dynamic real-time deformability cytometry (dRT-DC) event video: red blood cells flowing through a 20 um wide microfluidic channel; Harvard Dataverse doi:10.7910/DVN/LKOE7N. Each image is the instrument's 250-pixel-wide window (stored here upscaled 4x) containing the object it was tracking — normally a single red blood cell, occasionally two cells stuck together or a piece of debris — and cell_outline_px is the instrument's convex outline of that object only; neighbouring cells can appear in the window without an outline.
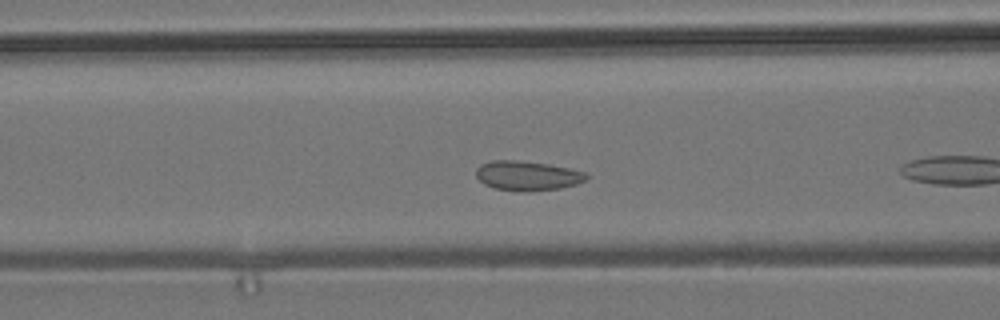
{"species": "common noctule bat (a hibernating species)", "species_latin": "Nyctalus noctula", "temperature_condition": "room temperature", "stored_images_in_passage": 41, "camera_frame_rate_fps": 3000, "um_per_image_px": 0.085, "animal": {"sex": "male", "body_mass_g": 19.2, "forearm_length_mm": 51.8}, "frame": {"image": 1, "passage_image": 7, "time_ms": 2.0, "image_size_px": [1000, 320], "cell_outline_px": [[588, 176], [584, 180], [576, 184], [560, 188], [524, 192], [496, 188], [484, 184], [476, 176], [476, 168], [480, 164], [492, 160], [516, 160], [548, 164], [568, 168], [584, 172]], "centroid_in_image_um": [44.79, 14.93], "position_along_channel_um": 121.8, "area_um2": 18.84}}